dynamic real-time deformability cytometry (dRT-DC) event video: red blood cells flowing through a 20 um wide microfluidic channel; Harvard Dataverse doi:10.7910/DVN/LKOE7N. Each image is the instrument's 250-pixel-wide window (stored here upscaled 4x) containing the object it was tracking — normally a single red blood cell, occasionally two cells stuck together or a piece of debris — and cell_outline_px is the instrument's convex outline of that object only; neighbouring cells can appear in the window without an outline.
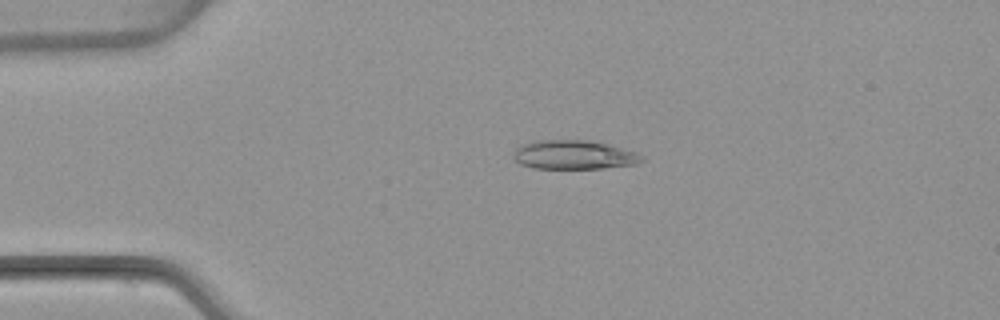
{"species": "common noctule bat (a hibernating species)", "species_latin": "Nyctalus noctula", "temperature_condition": "warm", "stored_images_in_passage": 4, "camera_frame_rate_fps": 3000, "um_per_image_px": 0.085, "animal": {"sex": "female", "body_mass_g": 22.7, "forearm_length_mm": 54.2}, "frame": {"image": 1, "passage_image": 3, "time_ms": 3.0, "image_size_px": [1000, 320], "cell_outline_px": [[644, 160], [636, 164], [600, 168], [532, 168], [520, 164], [512, 156], [512, 152], [520, 144], [532, 140], [588, 140], [608, 144], [636, 152], [644, 156]], "centroid_in_image_um": [48.74, 13.15], "position_along_channel_um": 36.3, "area_um2": 21.85}}
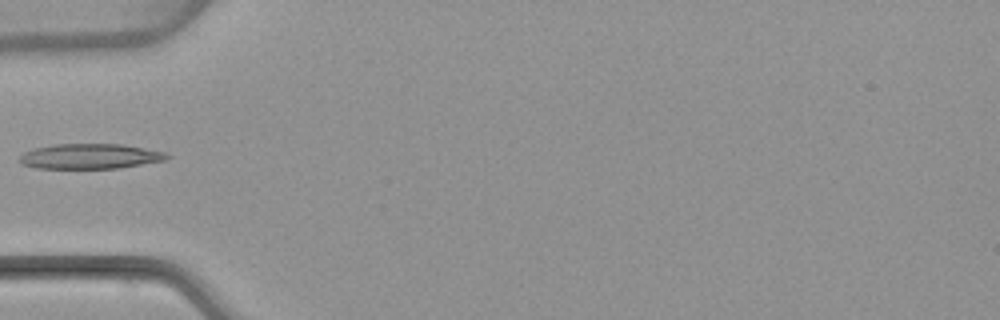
{"frame": {"image": 2, "passage_image": 4, "time_ms": 5.0, "image_size_px": [1000, 320], "cell_outline_px": [[172, 156], [164, 160], [120, 168], [36, 168], [20, 164], [20, 156], [24, 152], [36, 148], [52, 144], [120, 144], [144, 148], [164, 152]], "centroid_in_image_um": [7.64, 13.28], "position_along_channel_um": 77.4, "area_um2": 21.44}}